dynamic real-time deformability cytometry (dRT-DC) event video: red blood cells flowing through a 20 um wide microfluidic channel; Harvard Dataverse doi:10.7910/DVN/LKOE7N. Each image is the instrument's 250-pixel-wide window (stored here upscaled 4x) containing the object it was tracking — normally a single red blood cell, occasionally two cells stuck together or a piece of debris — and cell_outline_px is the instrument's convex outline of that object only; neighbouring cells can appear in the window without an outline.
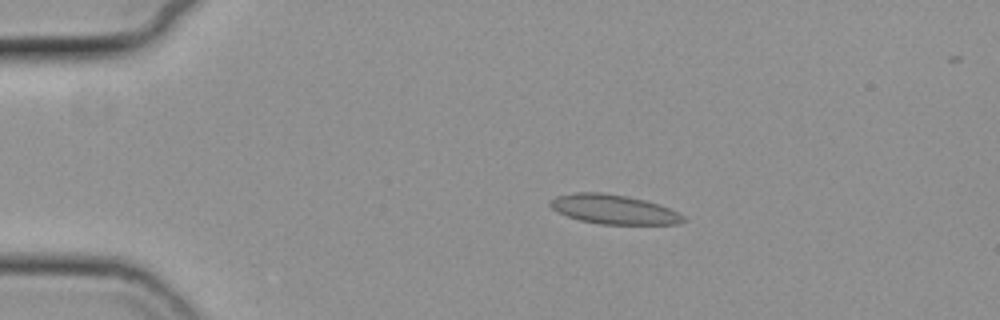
{"species": "common noctule bat (a hibernating species)", "species_latin": "Nyctalus noctula", "temperature_condition": "cold", "stored_images_in_passage": 54, "camera_frame_rate_fps": 3000, "um_per_image_px": 0.085, "animal": {"sex": "female", "body_mass_g": 19.3, "forearm_length_mm": 54.1}, "frame": {"image": 1, "passage_image": 8, "time_ms": 2.333, "image_size_px": [1000, 320], "cell_outline_px": [[684, 220], [676, 224], [600, 224], [580, 220], [568, 216], [552, 208], [548, 204], [548, 200], [556, 196], [576, 192], [600, 192], [628, 196], [660, 204], [680, 212], [684, 216]], "centroid_in_image_um": [52.16, 17.78], "position_along_channel_um": 32.8, "area_um2": 22.77}}
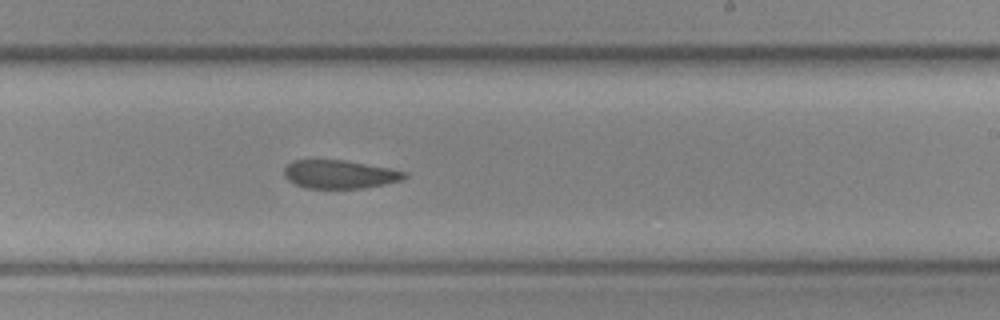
{"frame": {"image": 2, "passage_image": 31, "time_ms": 10.0, "image_size_px": [1000, 320], "cell_outline_px": [[408, 176], [404, 180], [364, 188], [304, 188], [288, 180], [284, 176], [284, 168], [292, 160], [344, 160], [388, 168], [408, 172]], "centroid_in_image_um": [28.88, 14.82], "position_along_channel_um": 260.1, "area_um2": 19.94}}
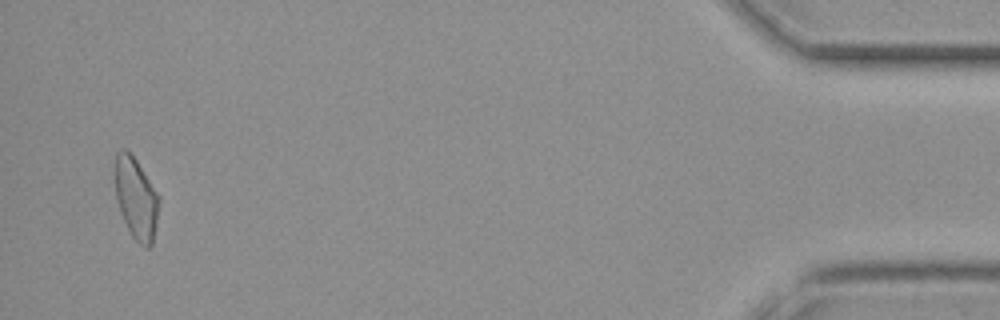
{"frame": {"image": 3, "passage_image": 51, "time_ms": 16.667, "image_size_px": [1000, 320], "cell_outline_px": [[160, 200], [156, 224], [152, 244], [148, 248], [144, 248], [132, 236], [120, 212], [116, 196], [112, 176], [116, 152], [120, 148], [124, 148], [136, 160], [160, 196]], "centroid_in_image_um": [11.53, 16.81], "position_along_channel_um": 423.7, "area_um2": 21.27}}